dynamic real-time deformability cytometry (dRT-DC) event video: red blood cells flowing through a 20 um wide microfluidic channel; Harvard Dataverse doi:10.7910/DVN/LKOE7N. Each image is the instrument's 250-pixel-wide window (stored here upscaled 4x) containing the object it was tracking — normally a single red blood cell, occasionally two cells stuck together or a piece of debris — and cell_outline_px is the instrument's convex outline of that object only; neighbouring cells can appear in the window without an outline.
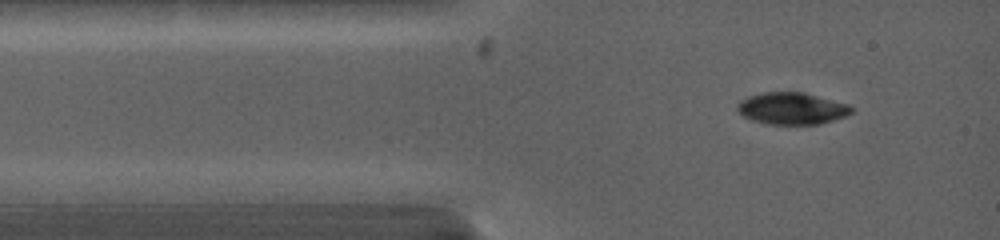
{"species": "common noctule bat (a hibernating species)", "species_latin": "Nyctalus noctula", "temperature_condition": "warm", "stored_images_in_passage": 6, "camera_frame_rate_fps": 5000, "um_per_image_px": 0.085, "animal": {"sex": "female", "body_mass_g": 19.0, "forearm_length_mm": 53.3}, "frame": {"image": 1, "passage_image": 1, "time_ms": 0.0, "image_size_px": [1000, 240], "cell_outline_px": [[852, 112], [844, 116], [820, 124], [764, 124], [752, 120], [744, 116], [736, 108], [736, 104], [740, 100], [748, 96], [760, 92], [804, 92], [848, 104], [852, 108]], "centroid_in_image_um": [67.26, 9.21], "position_along_channel_um": 17.7, "area_um2": 21.21}}
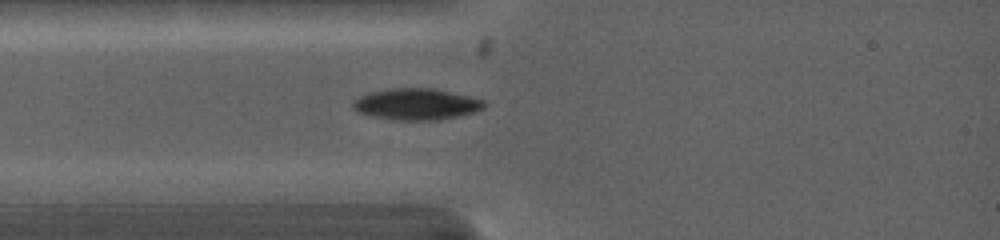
{"frame": {"image": 2, "passage_image": 3, "time_ms": 1.4, "image_size_px": [1000, 240], "cell_outline_px": [[484, 108], [472, 112], [456, 116], [436, 120], [392, 120], [372, 116], [360, 112], [352, 108], [352, 100], [368, 92], [388, 88], [432, 88], [468, 96], [484, 100]], "centroid_in_image_um": [35.32, 8.85], "position_along_channel_um": 49.7, "area_um2": 23.87}}
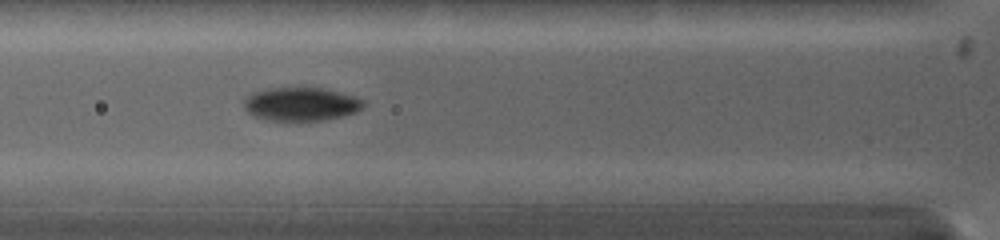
{"frame": {"image": 3, "passage_image": 5, "time_ms": 2.6, "image_size_px": [1000, 240], "cell_outline_px": [[364, 104], [356, 112], [324, 120], [268, 120], [252, 116], [244, 108], [244, 96], [252, 92], [268, 88], [324, 88], [352, 96], [364, 100]], "centroid_in_image_um": [25.52, 8.84], "position_along_channel_um": 100.3, "area_um2": 23.18}}